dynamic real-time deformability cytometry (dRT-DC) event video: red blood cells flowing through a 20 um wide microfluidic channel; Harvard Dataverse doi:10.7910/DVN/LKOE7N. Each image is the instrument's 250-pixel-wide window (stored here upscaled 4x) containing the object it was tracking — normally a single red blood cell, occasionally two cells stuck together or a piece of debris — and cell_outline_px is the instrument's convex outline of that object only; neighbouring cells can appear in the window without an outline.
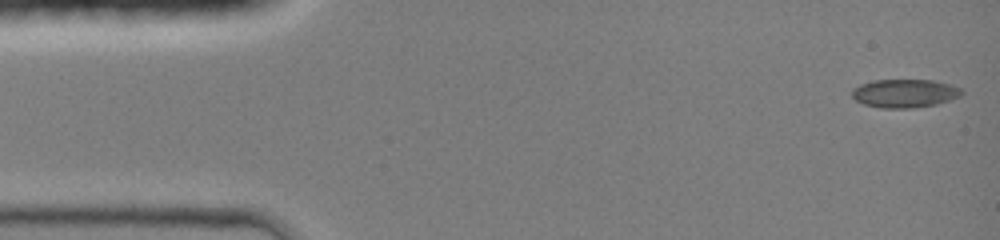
{"species": "common noctule bat (a hibernating species)", "species_latin": "Nyctalus noctula", "temperature_condition": "room temperature", "stored_images_in_passage": 44, "camera_frame_rate_fps": 3000, "um_per_image_px": 0.085, "animal": {"sex": "female", "body_mass_g": 19.0, "forearm_length_mm": 51.5}, "frame": {"image": 1, "passage_image": 1, "time_ms": 0.0, "image_size_px": [1000, 240], "cell_outline_px": [[964, 92], [960, 96], [936, 104], [912, 108], [880, 108], [864, 104], [856, 100], [852, 96], [852, 88], [860, 84], [872, 80], [932, 80], [948, 84], [960, 88]], "centroid_in_image_um": [76.86, 7.93], "position_along_channel_um": 8.1, "area_um2": 18.09}}
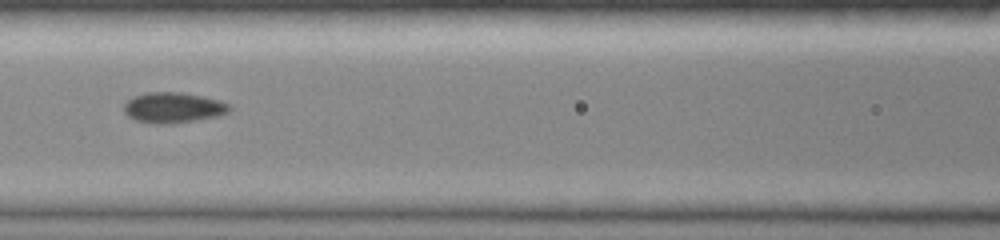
{"frame": {"image": 2, "passage_image": 19, "time_ms": 6.0, "image_size_px": [1000, 240], "cell_outline_px": [[232, 108], [228, 112], [216, 116], [196, 120], [168, 124], [148, 124], [136, 120], [128, 116], [124, 112], [124, 104], [128, 100], [136, 96], [148, 92], [180, 92], [220, 100], [228, 104]], "centroid_in_image_um": [14.7, 9.16], "position_along_channel_um": 151.9, "area_um2": 18.67}}
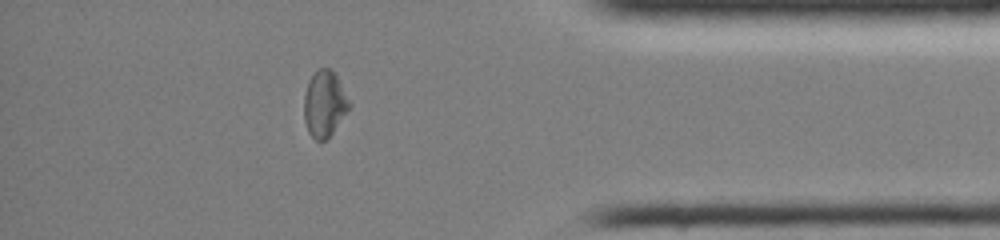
{"frame": {"image": 3, "passage_image": 38, "time_ms": 12.333, "image_size_px": [1000, 240], "cell_outline_px": [[352, 104], [332, 132], [324, 140], [316, 140], [308, 132], [304, 120], [304, 96], [308, 80], [320, 68], [332, 68]], "centroid_in_image_um": [27.57, 8.8], "position_along_channel_um": 407.6, "area_um2": 17.22}, "authors_computed_cell_mechanics": {"area_um2": 17.8024, "velocity_mm_per_s": 4.3014, "shape_relaxation_time_tau1_ms": null, "shape_relaxation_time_tau2_ms": 2.2567, "deformation_change_tau1": null, "deformation_change_tau2": 0.065}}